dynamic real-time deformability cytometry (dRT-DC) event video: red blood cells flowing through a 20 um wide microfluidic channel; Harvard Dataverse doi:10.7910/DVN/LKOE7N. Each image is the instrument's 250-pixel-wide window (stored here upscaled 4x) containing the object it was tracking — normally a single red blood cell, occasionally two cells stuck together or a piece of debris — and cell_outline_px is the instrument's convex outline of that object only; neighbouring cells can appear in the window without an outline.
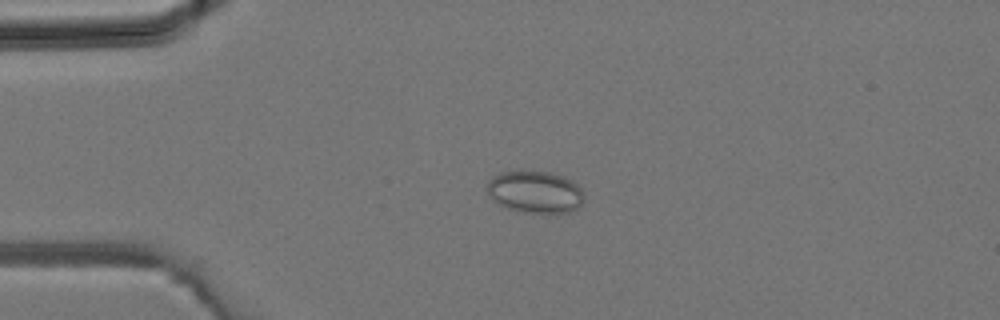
{"species": "common noctule bat (a hibernating species)", "species_latin": "Nyctalus noctula", "temperature_condition": "room temperature", "stored_images_in_passage": 32, "camera_frame_rate_fps": 3000, "um_per_image_px": 0.085, "animal": {"sex": "male", "body_mass_g": 19.2, "forearm_length_mm": 51.8}, "frame": {"image": 1, "passage_image": 4, "time_ms": 1.0, "image_size_px": [1000, 320], "cell_outline_px": [[584, 200], [580, 208], [568, 212], [516, 212], [500, 204], [488, 196], [488, 180], [492, 176], [500, 172], [548, 172], [564, 176], [572, 180], [584, 192]], "centroid_in_image_um": [45.51, 16.32], "position_along_channel_um": 39.5, "area_um2": 23.76}}
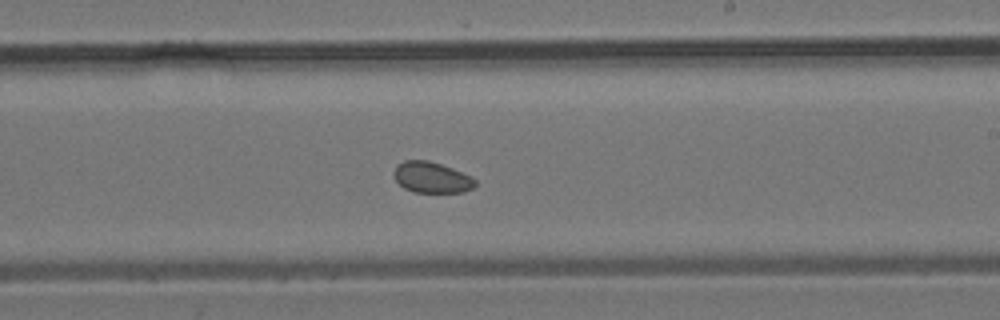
{"frame": {"image": 2, "passage_image": 17, "time_ms": 5.333, "image_size_px": [1000, 320], "cell_outline_px": [[476, 184], [472, 188], [464, 192], [416, 192], [404, 188], [396, 180], [392, 172], [396, 164], [404, 160], [428, 160], [452, 168], [476, 180]], "centroid_in_image_um": [36.64, 15.07], "position_along_channel_um": 252.4, "area_um2": 14.57}}
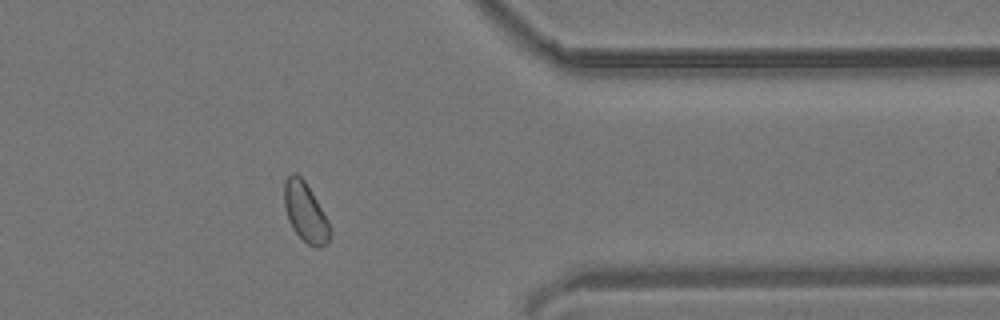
{"frame": {"image": 3, "passage_image": 25, "time_ms": 8.0, "image_size_px": [1000, 320], "cell_outline_px": [[332, 232], [328, 244], [320, 248], [316, 248], [308, 244], [292, 228], [288, 220], [284, 204], [284, 180], [292, 172], [296, 172], [304, 180], [328, 220], [332, 228]], "centroid_in_image_um": [25.97, 18.06], "position_along_channel_um": 385.4, "area_um2": 15.9}}